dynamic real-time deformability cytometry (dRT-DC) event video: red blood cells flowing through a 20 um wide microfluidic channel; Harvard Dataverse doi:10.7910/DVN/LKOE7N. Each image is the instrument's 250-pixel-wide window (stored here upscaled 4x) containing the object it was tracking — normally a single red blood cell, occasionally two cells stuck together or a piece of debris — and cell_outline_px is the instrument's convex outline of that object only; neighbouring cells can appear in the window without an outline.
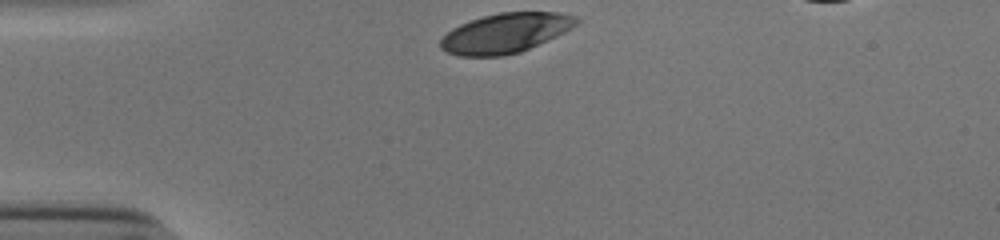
{"species": "human", "species_latin": "Homo sapiens", "temperature_condition": "cold", "stored_images_in_passage": 30, "camera_frame_rate_fps": 3000, "um_per_image_px": 0.085, "donor": {"sex": "male"}, "frame": {"image": 1, "passage_image": 1, "time_ms": 0.0, "image_size_px": [1000, 240], "cell_outline_px": [[580, 20], [572, 28], [548, 40], [520, 52], [504, 56], [460, 56], [448, 52], [440, 48], [440, 40], [452, 28], [460, 24], [484, 16], [500, 12], [560, 12], [576, 16]], "centroid_in_image_um": [42.98, 2.81], "position_along_channel_um": 42.0, "area_um2": 31.33}}
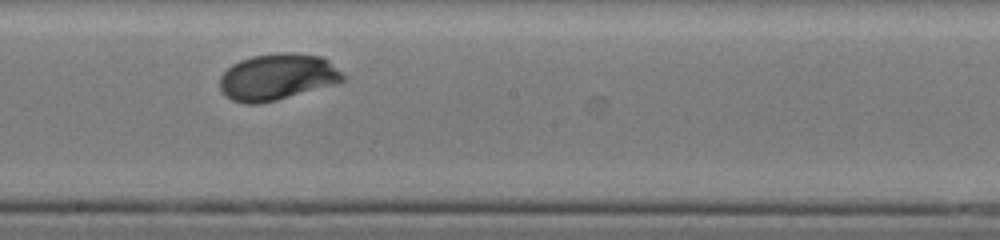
{"frame": {"image": 2, "passage_image": 18, "time_ms": 5.667, "image_size_px": [1000, 240], "cell_outline_px": [[344, 80], [340, 84], [260, 104], [248, 104], [232, 100], [220, 88], [220, 76], [232, 64], [240, 60], [252, 56], [280, 52], [292, 52], [320, 56], [328, 60], [344, 76]], "centroid_in_image_um": [23.6, 6.54], "position_along_channel_um": 224.6, "area_um2": 33.41}}
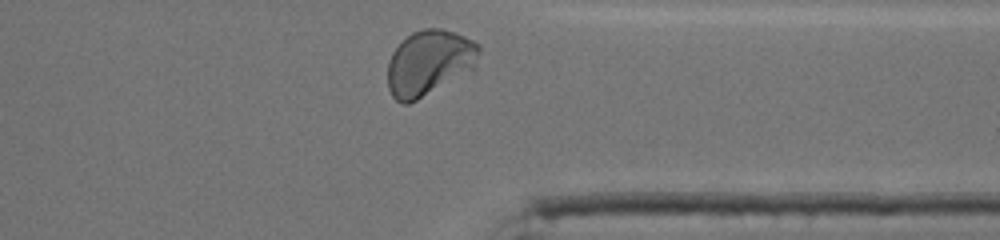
{"frame": {"image": 3, "passage_image": 30, "time_ms": 9.667, "image_size_px": [1000, 240], "cell_outline_px": [[480, 48], [476, 68], [472, 72], [408, 104], [404, 104], [396, 100], [392, 96], [388, 88], [388, 60], [392, 52], [412, 32], [424, 28], [440, 28], [464, 36], [480, 44]], "centroid_in_image_um": [36.51, 5.35], "position_along_channel_um": 374.9, "area_um2": 35.08}, "authors_computed_cell_mechanics": {"area_um2": 32.7148, "velocity_mm_per_s": 3.8053, "shape_relaxation_time_tau1_ms": 3.6567, "shape_relaxation_time_tau2_ms": null, "deformation_change_tau1": 0.1715, "deformation_change_tau2": null}}